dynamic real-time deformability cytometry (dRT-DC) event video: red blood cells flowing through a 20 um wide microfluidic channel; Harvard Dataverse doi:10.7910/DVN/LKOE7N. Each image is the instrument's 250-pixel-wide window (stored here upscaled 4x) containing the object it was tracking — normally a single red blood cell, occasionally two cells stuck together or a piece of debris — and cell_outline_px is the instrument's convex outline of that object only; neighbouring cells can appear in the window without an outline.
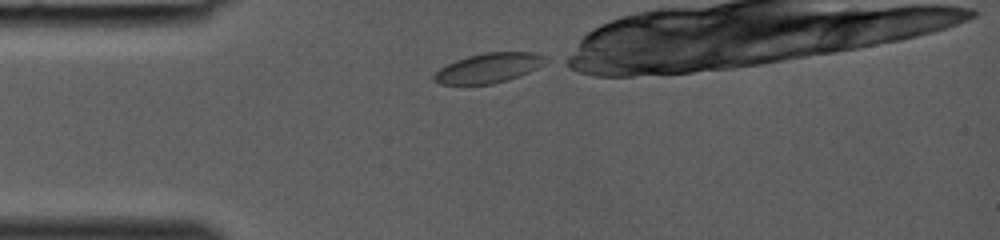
{"species": "common noctule bat (a hibernating species)", "species_latin": "Nyctalus noctula", "temperature_condition": "room temperature", "stored_images_in_passage": 26, "camera_frame_rate_fps": 3000, "um_per_image_px": 0.085, "animal": {"sex": "female", "body_mass_g": 19.0, "forearm_length_mm": 53.3}, "frame": {"image": 1, "passage_image": 1, "time_ms": 0.0, "image_size_px": [1000, 240], "cell_outline_px": [[552, 60], [520, 76], [508, 80], [492, 84], [440, 84], [432, 80], [432, 76], [440, 68], [456, 60], [468, 56], [484, 52], [536, 52]], "centroid_in_image_um": [41.57, 5.77], "position_along_channel_um": 43.4, "area_um2": 19.42}}
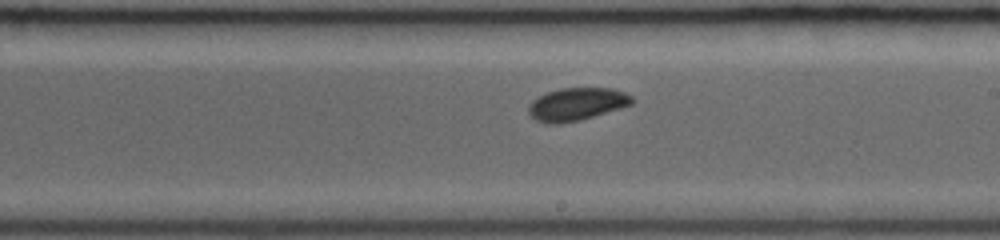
{"frame": {"image": 2, "passage_image": 14, "time_ms": 4.333, "image_size_px": [1000, 240], "cell_outline_px": [[636, 100], [632, 104], [620, 108], [580, 120], [560, 124], [548, 124], [536, 120], [528, 112], [528, 108], [532, 100], [548, 92], [560, 88], [612, 88], [624, 92], [632, 96]], "centroid_in_image_um": [49.04, 8.85], "position_along_channel_um": 240.0, "area_um2": 19.71}}
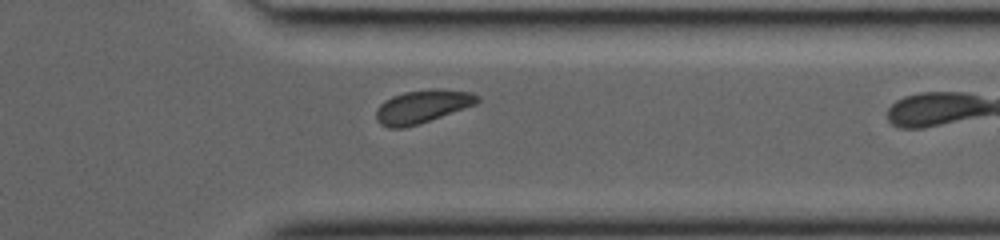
{"frame": {"image": 3, "passage_image": 22, "time_ms": 7.0, "image_size_px": [1000, 240], "cell_outline_px": [[480, 100], [476, 104], [420, 124], [404, 128], [388, 128], [380, 124], [376, 120], [376, 108], [384, 100], [392, 96], [404, 92], [472, 92], [480, 96]], "centroid_in_image_um": [35.82, 9.13], "position_along_channel_um": 375.6, "area_um2": 18.79}}